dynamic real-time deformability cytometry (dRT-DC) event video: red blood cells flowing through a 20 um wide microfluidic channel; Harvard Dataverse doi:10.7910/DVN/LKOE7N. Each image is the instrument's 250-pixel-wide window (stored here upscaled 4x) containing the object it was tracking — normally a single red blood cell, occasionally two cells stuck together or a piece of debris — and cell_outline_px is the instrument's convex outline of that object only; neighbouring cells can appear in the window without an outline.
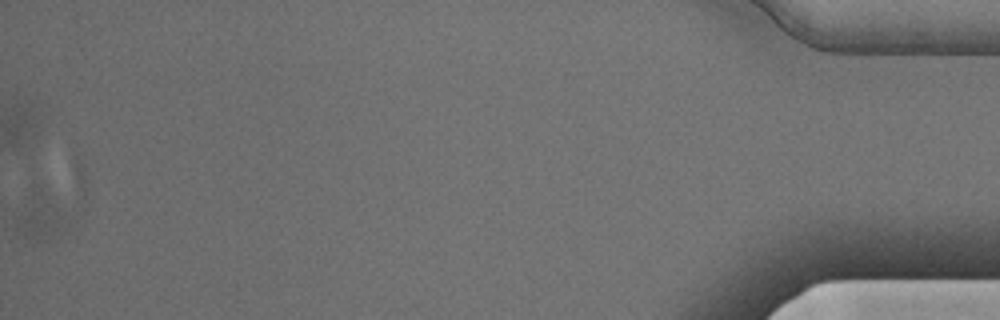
{"species": "Egyptian fruit bat (a non-hibernating species)", "species_latin": "Rousettus aegyptiacus", "temperature_condition": "cold", "stored_images_in_passage": 15, "camera_frame_rate_fps": 3000, "um_per_image_px": 0.085, "animal": {"sex": "male"}, "frame": {"image": 1, "passage_image": 15, "time_ms": 4.667, "image_size_px": [1000, 320], "cell_outline_px": [[60, 224], [44, 240], [40, 240], [28, 236], [24, 232], [16, 220], [32, 180], [40, 188], [56, 208], [60, 220]], "centroid_in_image_um": [3.21, 18.21], "position_along_channel_um": 432.0, "area_um2": 11.39}}